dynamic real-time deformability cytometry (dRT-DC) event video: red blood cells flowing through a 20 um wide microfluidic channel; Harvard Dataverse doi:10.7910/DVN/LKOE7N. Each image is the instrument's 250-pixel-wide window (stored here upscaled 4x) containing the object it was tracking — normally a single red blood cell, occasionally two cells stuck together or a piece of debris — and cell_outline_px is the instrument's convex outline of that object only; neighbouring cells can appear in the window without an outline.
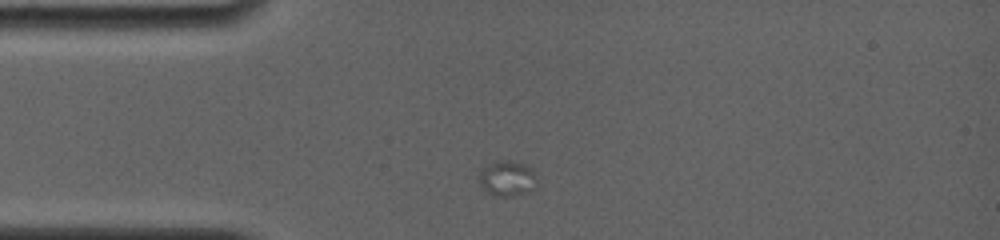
{"species": "common noctule bat (a hibernating species)", "species_latin": "Nyctalus noctula", "temperature_condition": "room temperature", "stored_images_in_passage": 5, "camera_frame_rate_fps": 4000, "um_per_image_px": 0.085, "animal": {"sex": "female", "body_mass_g": 19.0, "forearm_length_mm": 56.7}, "frame": {"image": 1, "passage_image": 1, "time_ms": 0.0, "image_size_px": [1000, 240], "cell_outline_px": [[536, 188], [528, 192], [512, 196], [492, 196], [480, 184], [476, 176], [488, 164], [500, 160], [508, 160], [528, 164], [532, 168], [536, 180]], "centroid_in_image_um": [43.12, 15.16], "position_along_channel_um": 41.9, "area_um2": 12.14}}